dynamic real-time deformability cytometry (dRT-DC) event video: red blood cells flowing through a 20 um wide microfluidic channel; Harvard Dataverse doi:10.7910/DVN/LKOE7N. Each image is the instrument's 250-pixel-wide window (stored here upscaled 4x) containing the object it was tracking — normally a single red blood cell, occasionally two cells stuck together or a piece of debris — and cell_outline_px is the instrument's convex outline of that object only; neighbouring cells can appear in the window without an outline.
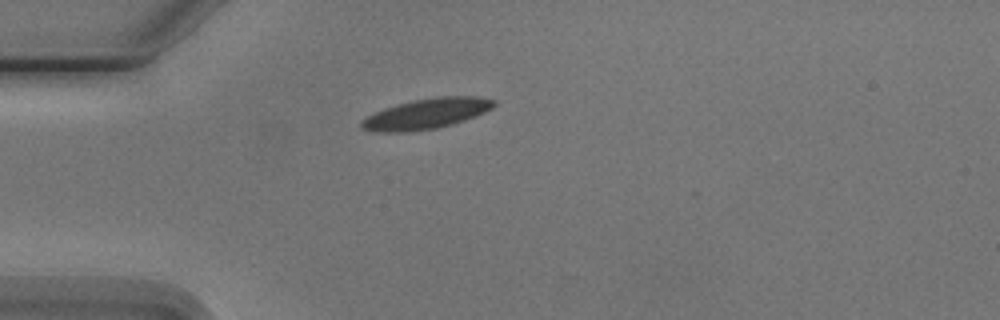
{"species": "Egyptian fruit bat (a non-hibernating species)", "species_latin": "Rousettus aegyptiacus", "temperature_condition": "cold", "stored_images_in_passage": 2, "camera_frame_rate_fps": 3000, "um_per_image_px": 0.085, "animal": {"sex": "male"}, "frame": {"image": 1, "passage_image": 1, "time_ms": 0.0, "image_size_px": [1000, 320], "cell_outline_px": [[496, 104], [492, 108], [476, 116], [452, 124], [436, 128], [408, 132], [376, 132], [360, 128], [360, 120], [372, 112], [396, 104], [412, 100], [436, 96], [476, 96], [496, 100]], "centroid_in_image_um": [36.2, 9.66], "position_along_channel_um": 48.8, "area_um2": 23.76}}